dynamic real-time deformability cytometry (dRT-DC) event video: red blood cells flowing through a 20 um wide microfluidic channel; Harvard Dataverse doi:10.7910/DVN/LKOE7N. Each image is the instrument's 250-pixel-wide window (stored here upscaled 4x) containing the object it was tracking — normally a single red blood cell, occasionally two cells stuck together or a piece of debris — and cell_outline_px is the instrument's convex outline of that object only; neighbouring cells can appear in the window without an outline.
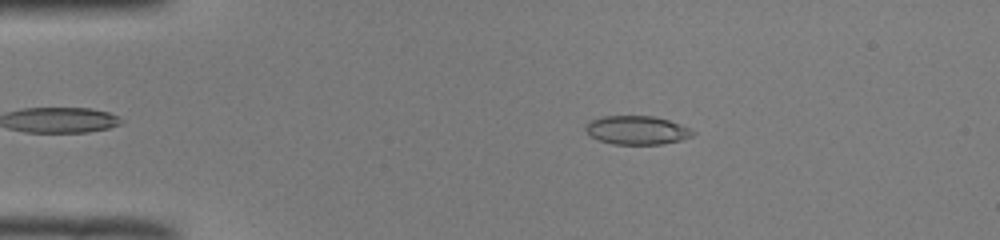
{"species": "common noctule bat (a hibernating species)", "species_latin": "Nyctalus noctula", "temperature_condition": "room temperature", "stored_images_in_passage": 40, "camera_frame_rate_fps": 3000, "um_per_image_px": 0.085, "animal": {"sex": "male", "body_mass_g": 19.0, "forearm_length_mm": 50.8}, "frame": {"image": 1, "passage_image": 6, "time_ms": 1.667, "image_size_px": [1000, 240], "cell_outline_px": [[696, 132], [692, 136], [680, 140], [660, 144], [612, 144], [600, 140], [592, 136], [584, 128], [584, 124], [588, 120], [604, 116], [652, 116], [668, 120], [680, 124]], "centroid_in_image_um": [54.1, 11.05], "position_along_channel_um": 30.9, "area_um2": 17.8}}
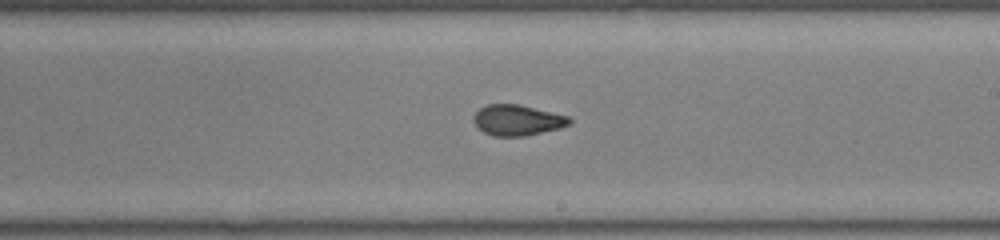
{"frame": {"image": 2, "passage_image": 26, "time_ms": 8.333, "image_size_px": [1000, 240], "cell_outline_px": [[572, 124], [560, 128], [524, 136], [492, 136], [476, 128], [472, 120], [472, 116], [480, 108], [488, 104], [520, 104], [568, 116], [572, 120]], "centroid_in_image_um": [43.95, 10.21], "position_along_channel_um": 245.1, "area_um2": 17.34}}
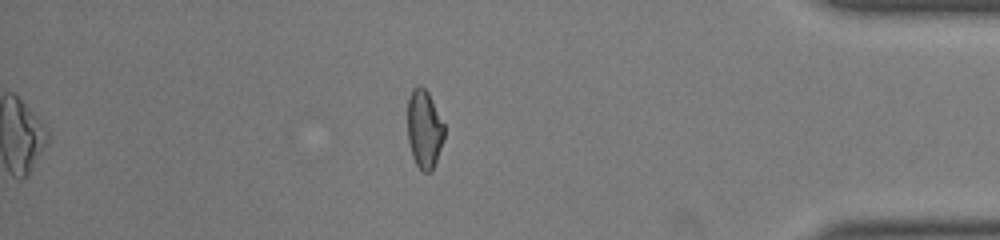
{"frame": {"image": 3, "passage_image": 40, "time_ms": 13.0, "image_size_px": [1000, 240], "cell_outline_px": [[444, 140], [432, 172], [424, 172], [416, 164], [412, 156], [408, 140], [408, 100], [412, 88], [416, 84], [420, 84], [428, 92], [444, 124]], "centroid_in_image_um": [36.06, 10.96], "position_along_channel_um": 399.1, "area_um2": 16.88}, "authors_computed_cell_mechanics": {"area_um2": 17.6868, "velocity_mm_per_s": 4.0151, "shape_relaxation_time_tau1_ms": null, "shape_relaxation_time_tau2_ms": 0.8715, "deformation_change_tau1": null, "deformation_change_tau2": 0.0607}}